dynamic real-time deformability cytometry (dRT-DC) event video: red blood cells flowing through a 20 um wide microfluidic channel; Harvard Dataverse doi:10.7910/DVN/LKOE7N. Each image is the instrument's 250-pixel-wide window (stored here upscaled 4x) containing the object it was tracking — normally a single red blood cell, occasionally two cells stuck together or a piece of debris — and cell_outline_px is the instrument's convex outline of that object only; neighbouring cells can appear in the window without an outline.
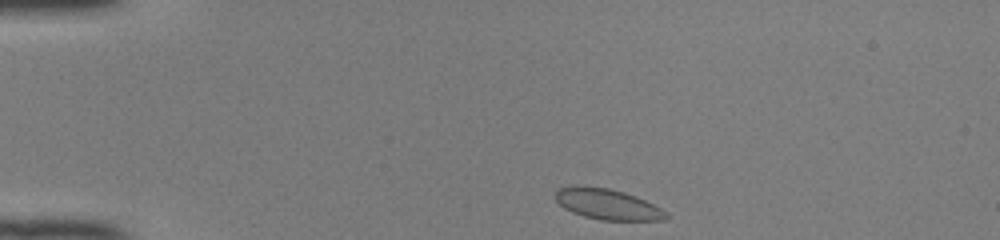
{"species": "common noctule bat (a hibernating species)", "species_latin": "Nyctalus noctula", "temperature_condition": "room temperature", "stored_images_in_passage": 40, "camera_frame_rate_fps": 3000, "um_per_image_px": 0.085, "animal": {"sex": "female", "body_mass_g": 22.0, "forearm_length_mm": 56.7}, "frame": {"image": 1, "passage_image": 1, "time_ms": 0.0, "image_size_px": [1000, 240], "cell_outline_px": [[668, 216], [664, 220], [600, 220], [584, 216], [572, 212], [564, 208], [556, 200], [556, 192], [560, 188], [576, 184], [608, 188], [624, 192], [636, 196], [660, 208]], "centroid_in_image_um": [51.59, 17.34], "position_along_channel_um": 33.4, "area_um2": 19.65}}
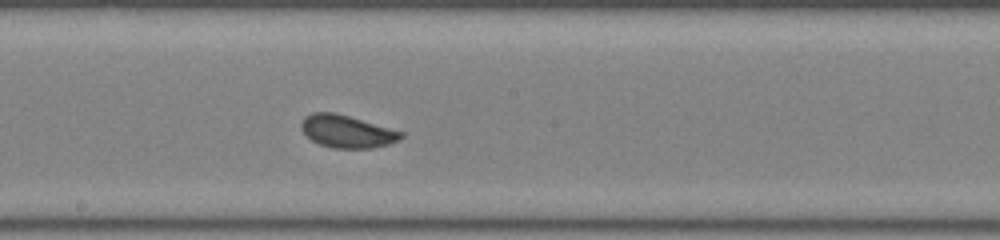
{"frame": {"image": 2, "passage_image": 19, "time_ms": 6.0, "image_size_px": [1000, 240], "cell_outline_px": [[404, 136], [400, 140], [388, 144], [372, 148], [332, 148], [320, 144], [312, 140], [300, 128], [300, 124], [304, 116], [312, 112], [336, 112], [404, 132]], "centroid_in_image_um": [29.49, 11.16], "position_along_channel_um": 218.7, "area_um2": 19.02}}
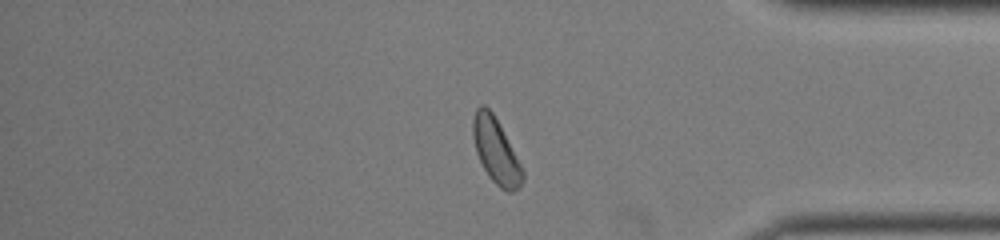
{"frame": {"image": 3, "passage_image": 33, "time_ms": 10.667, "image_size_px": [1000, 240], "cell_outline_px": [[524, 180], [520, 188], [512, 192], [508, 192], [500, 188], [488, 176], [476, 152], [472, 136], [472, 120], [476, 108], [480, 104], [484, 104], [492, 112], [520, 164], [524, 172]], "centroid_in_image_um": [42.13, 12.84], "position_along_channel_um": 393.1, "area_um2": 18.61}, "authors_computed_cell_mechanics": {"area_um2": 19.0162, "velocity_mm_per_s": 4.0833, "shape_relaxation_time_tau1_ms": 3.083, "shape_relaxation_time_tau2_ms": null, "deformation_change_tau1": 0.0911, "deformation_change_tau2": null}}